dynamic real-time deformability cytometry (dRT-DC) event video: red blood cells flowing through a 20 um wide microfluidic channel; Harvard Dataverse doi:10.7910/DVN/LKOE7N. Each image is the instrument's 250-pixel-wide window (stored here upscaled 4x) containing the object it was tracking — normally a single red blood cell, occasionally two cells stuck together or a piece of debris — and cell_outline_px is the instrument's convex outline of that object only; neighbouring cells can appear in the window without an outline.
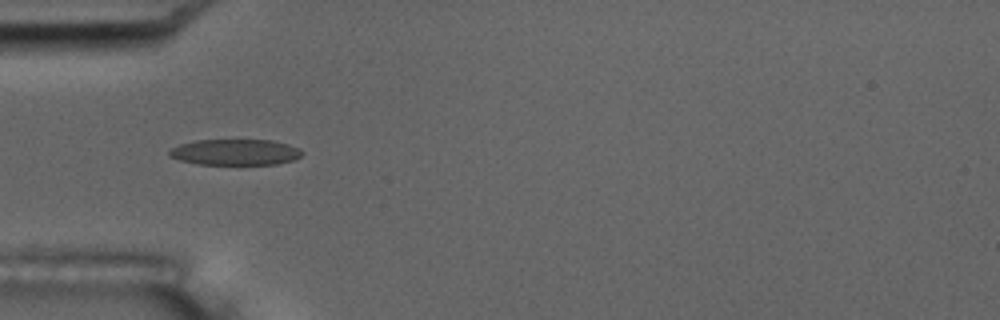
{"species": "common noctule bat (a hibernating species)", "species_latin": "Nyctalus noctula", "temperature_condition": "room temperature", "stored_images_in_passage": 5, "camera_frame_rate_fps": 3000, "um_per_image_px": 0.085, "animal": {"sex": "male", "body_mass_g": 17.5, "forearm_length_mm": 52.3}, "frame": {"image": 1, "passage_image": 4, "time_ms": 3.667, "image_size_px": [1000, 320], "cell_outline_px": [[304, 152], [300, 156], [292, 160], [276, 164], [196, 164], [180, 160], [168, 156], [168, 152], [172, 148], [180, 144], [196, 140], [272, 140], [288, 144]], "centroid_in_image_um": [19.96, 12.93], "position_along_channel_um": 65.0, "area_um2": 19.94}}